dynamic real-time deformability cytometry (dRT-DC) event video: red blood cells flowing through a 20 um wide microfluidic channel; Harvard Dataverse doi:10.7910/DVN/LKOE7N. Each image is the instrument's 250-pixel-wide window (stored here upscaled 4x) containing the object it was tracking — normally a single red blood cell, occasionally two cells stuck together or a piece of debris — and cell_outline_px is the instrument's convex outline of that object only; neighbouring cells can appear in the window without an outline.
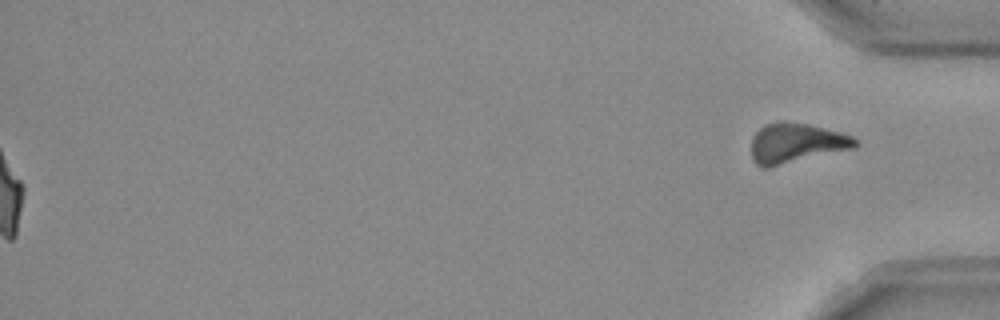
{"species": "Egyptian fruit bat (a non-hibernating species)", "species_latin": "Rousettus aegyptiacus", "temperature_condition": "room temperature", "stored_images_in_passage": 38, "camera_frame_rate_fps": 3000, "um_per_image_px": 0.085, "frame": {"image": 1, "passage_image": 38, "time_ms": 12.333, "image_size_px": [1000, 320], "cell_outline_px": [[860, 144], [856, 148], [768, 168], [760, 168], [752, 160], [752, 136], [764, 124], [780, 120], [784, 120], [808, 124], [840, 132], [852, 136]], "centroid_in_image_um": [67.66, 12.17], "position_along_channel_um": 367.5, "area_um2": 24.57}, "authors_computed_cell_mechanics": {"area_um2": 23.6691, "velocity_mm_per_s": 3.9627, "shape_relaxation_time_tau1_ms": 10.7308, "shape_relaxation_time_tau2_ms": 9.3845, "deformation_change_tau1": 0.3323, "deformation_change_tau2": 0.2636}}